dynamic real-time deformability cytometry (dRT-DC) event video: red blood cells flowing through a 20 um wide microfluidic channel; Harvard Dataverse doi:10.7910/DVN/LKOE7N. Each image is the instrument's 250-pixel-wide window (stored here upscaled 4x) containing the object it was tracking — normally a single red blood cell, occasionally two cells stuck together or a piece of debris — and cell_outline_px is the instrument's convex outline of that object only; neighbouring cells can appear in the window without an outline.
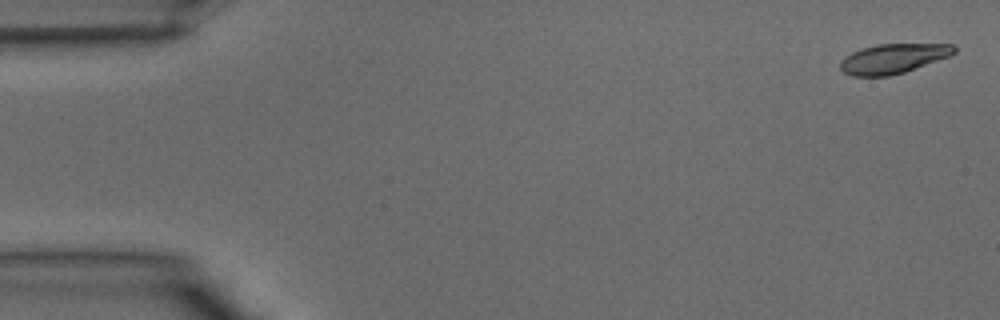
{"species": "common noctule bat (a hibernating species)", "species_latin": "Nyctalus noctula", "temperature_condition": "warm", "stored_images_in_passage": 7, "camera_frame_rate_fps": 3000, "um_per_image_px": 0.085, "animal": {"sex": "male", "body_mass_g": 15.6}, "frame": {"image": 1, "passage_image": 1, "time_ms": 0.0, "image_size_px": [1000, 320], "cell_outline_px": [[956, 52], [948, 56], [904, 72], [888, 76], [852, 76], [844, 72], [840, 68], [840, 60], [844, 56], [852, 52], [864, 48], [880, 44], [952, 44], [956, 48]], "centroid_in_image_um": [75.88, 4.98], "position_along_channel_um": 9.1, "area_um2": 19.42}}